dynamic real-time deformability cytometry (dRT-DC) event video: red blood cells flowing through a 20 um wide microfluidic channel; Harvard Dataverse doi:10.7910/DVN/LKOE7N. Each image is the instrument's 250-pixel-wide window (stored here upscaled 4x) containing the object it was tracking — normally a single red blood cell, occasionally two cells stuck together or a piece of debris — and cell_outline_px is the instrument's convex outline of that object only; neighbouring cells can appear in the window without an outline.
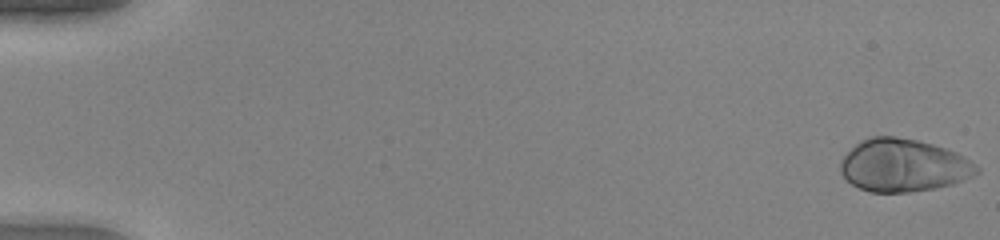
{"species": "human", "species_latin": "Homo sapiens", "temperature_condition": "warm", "stored_images_in_passage": 50, "camera_frame_rate_fps": 3000, "um_per_image_px": 0.085, "donor": {"sex": "female"}, "frame": {"image": 1, "passage_image": 1, "time_ms": 0.0, "image_size_px": [1000, 240], "cell_outline_px": [[980, 172], [972, 176], [952, 184], [936, 188], [908, 192], [872, 192], [860, 188], [852, 184], [840, 172], [840, 160], [860, 140], [872, 136], [896, 136], [916, 140], [932, 144], [956, 152], [964, 156], [976, 164], [980, 168]], "centroid_in_image_um": [76.8, 14.05], "position_along_channel_um": 8.2, "area_um2": 41.79}}
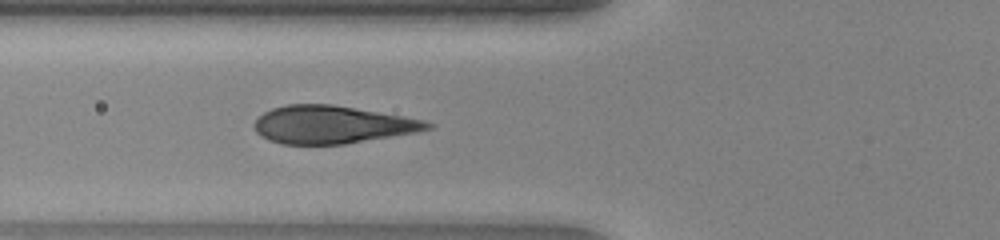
{"frame": {"image": 2, "passage_image": 20, "time_ms": 6.333, "image_size_px": [1000, 240], "cell_outline_px": [[436, 124], [432, 128], [420, 132], [344, 144], [280, 144], [268, 140], [260, 136], [256, 132], [252, 124], [264, 112], [272, 108], [288, 104], [332, 104], [424, 120]], "centroid_in_image_um": [28.22, 10.6], "position_along_channel_um": 97.6, "area_um2": 38.21}}
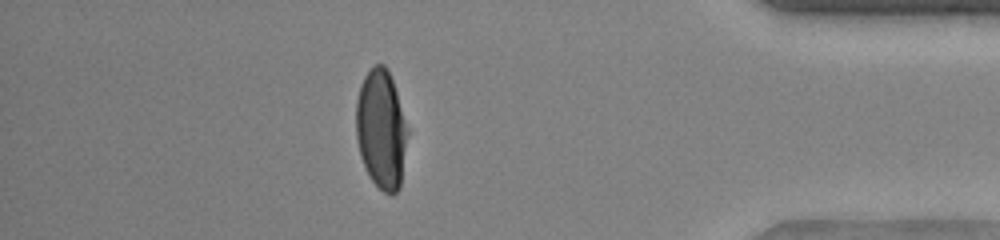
{"frame": {"image": 3, "passage_image": 44, "time_ms": 14.333, "image_size_px": [1000, 240], "cell_outline_px": [[408, 132], [400, 188], [392, 196], [384, 192], [368, 176], [360, 156], [356, 140], [356, 100], [360, 84], [364, 76], [376, 64], [384, 64], [388, 68], [408, 128]], "centroid_in_image_um": [32.39, 11.01], "position_along_channel_um": 402.8, "area_um2": 35.89}}